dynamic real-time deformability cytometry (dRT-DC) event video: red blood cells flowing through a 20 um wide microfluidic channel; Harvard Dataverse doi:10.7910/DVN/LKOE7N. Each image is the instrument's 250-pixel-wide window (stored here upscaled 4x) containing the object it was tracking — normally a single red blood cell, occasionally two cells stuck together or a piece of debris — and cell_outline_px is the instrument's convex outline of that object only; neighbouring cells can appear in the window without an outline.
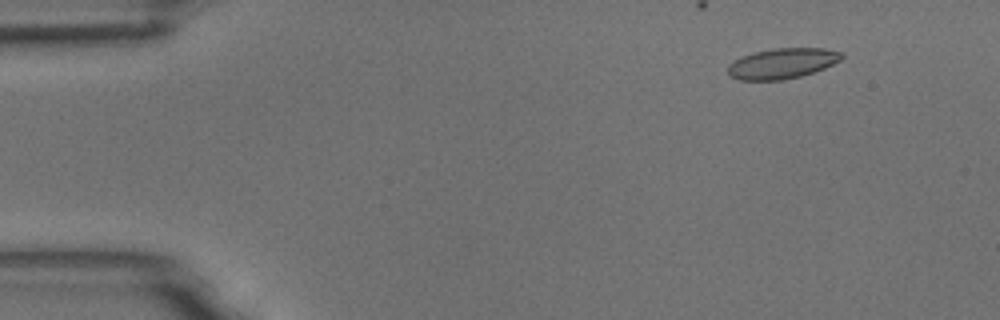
{"species": "common noctule bat (a hibernating species)", "species_latin": "Nyctalus noctula", "temperature_condition": "room temperature", "stored_images_in_passage": 15, "camera_frame_rate_fps": 3000, "um_per_image_px": 0.085, "animal": {"sex": "male", "body_mass_g": 18.8}, "frame": {"image": 1, "passage_image": 2, "time_ms": 0.333, "image_size_px": [1000, 320], "cell_outline_px": [[844, 56], [840, 60], [824, 68], [800, 76], [780, 80], [740, 80], [728, 76], [728, 64], [752, 52], [772, 48], [824, 48], [844, 52]], "centroid_in_image_um": [66.49, 5.38], "position_along_channel_um": 18.5, "area_um2": 20.17}}
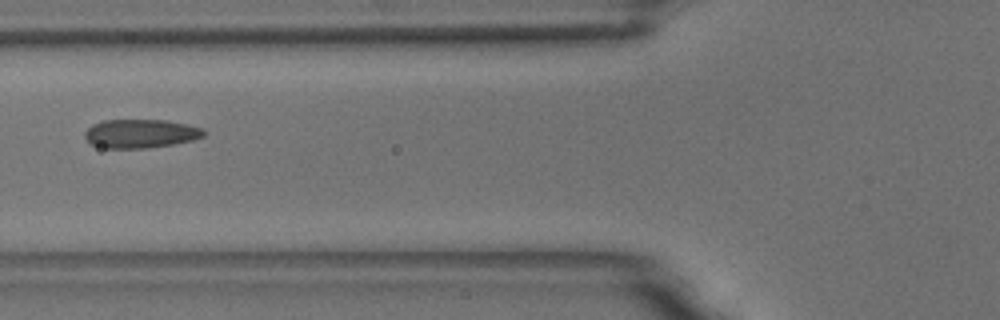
{"frame": {"image": 2, "passage_image": 6, "time_ms": 1.667, "image_size_px": [1000, 320], "cell_outline_px": [[208, 132], [204, 136], [192, 140], [172, 144], [148, 148], [104, 148], [88, 144], [84, 136], [84, 132], [92, 124], [104, 120], [168, 120], [204, 128]], "centroid_in_image_um": [11.94, 11.35], "position_along_channel_um": 113.9, "area_um2": 20.17}}
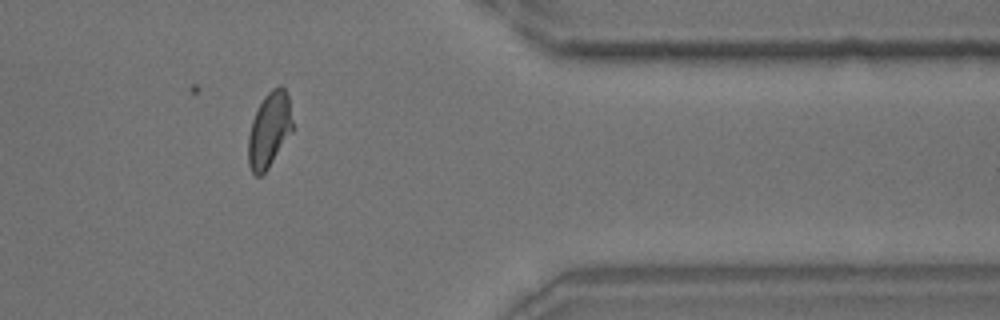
{"frame": {"image": 3, "passage_image": 13, "time_ms": 4.0, "image_size_px": [1000, 320], "cell_outline_px": [[296, 128], [268, 168], [260, 176], [256, 176], [252, 172], [248, 164], [248, 136], [252, 120], [264, 96], [272, 88], [280, 84], [284, 88], [288, 96]], "centroid_in_image_um": [22.93, 11.03], "position_along_channel_um": 388.5, "area_um2": 19.88}}